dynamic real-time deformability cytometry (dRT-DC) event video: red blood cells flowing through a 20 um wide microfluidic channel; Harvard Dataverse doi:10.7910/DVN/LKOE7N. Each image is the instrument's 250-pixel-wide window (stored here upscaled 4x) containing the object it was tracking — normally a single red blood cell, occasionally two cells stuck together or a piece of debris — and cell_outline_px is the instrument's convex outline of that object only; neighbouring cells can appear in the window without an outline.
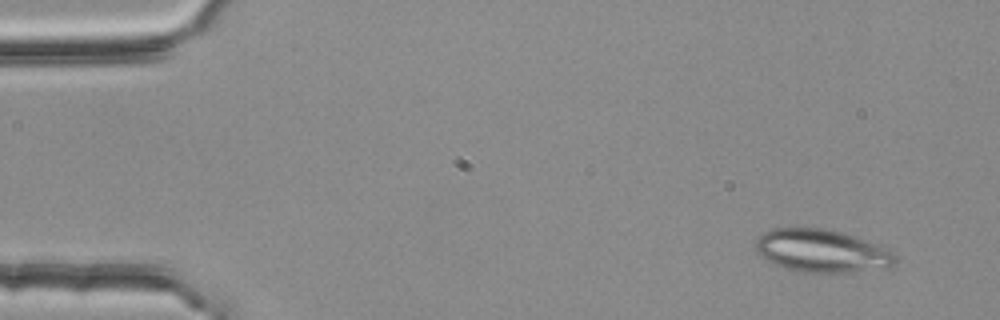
{"species": "common noctule bat (a hibernating species)", "species_latin": "Nyctalus noctula", "temperature_condition": "room temperature", "stored_images_in_passage": 5, "camera_frame_rate_fps": 3000, "um_per_image_px": 0.085, "animal": {"sex": "female", "body_mass_g": 25.1}, "frame": {"image": 1, "passage_image": 1, "time_ms": 0.0, "image_size_px": [1000, 320], "cell_outline_px": [[896, 264], [888, 268], [840, 272], [800, 272], [776, 264], [760, 256], [756, 252], [756, 236], [772, 228], [824, 228], [840, 232], [864, 240], [892, 252], [896, 256]], "centroid_in_image_um": [69.8, 21.32], "position_along_channel_um": 15.2, "area_um2": 34.39}}